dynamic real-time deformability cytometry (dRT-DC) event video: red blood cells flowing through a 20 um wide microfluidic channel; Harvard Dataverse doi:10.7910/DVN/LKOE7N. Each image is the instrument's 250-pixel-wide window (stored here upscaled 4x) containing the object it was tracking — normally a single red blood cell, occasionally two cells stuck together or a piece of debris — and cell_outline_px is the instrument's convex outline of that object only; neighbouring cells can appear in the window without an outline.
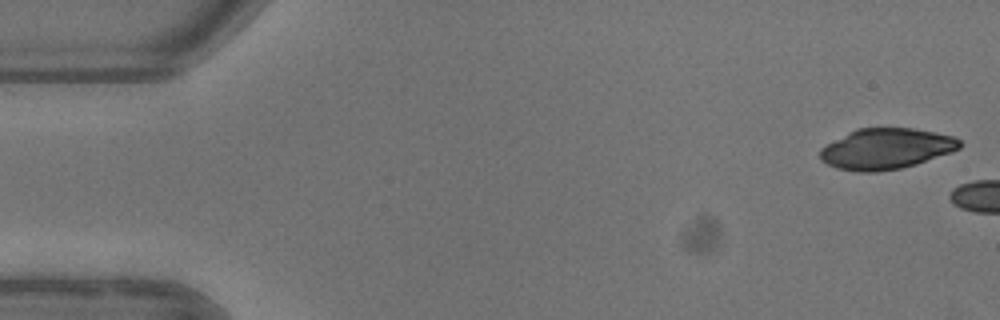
{"species": "common noctule bat (a hibernating species)", "species_latin": "Nyctalus noctula", "temperature_condition": "warm", "stored_images_in_passage": 2, "camera_frame_rate_fps": 3000, "um_per_image_px": 0.085, "animal": {"sex": "female"}, "frame": {"image": 1, "passage_image": 1, "time_ms": 0.0, "image_size_px": [1000, 320], "cell_outline_px": [[960, 148], [952, 152], [916, 164], [900, 168], [876, 172], [856, 172], [836, 168], [820, 160], [820, 148], [848, 132], [856, 128], [912, 128], [936, 132], [952, 136], [960, 140]], "centroid_in_image_um": [75.3, 12.65], "position_along_channel_um": 9.7, "area_um2": 33.18}}